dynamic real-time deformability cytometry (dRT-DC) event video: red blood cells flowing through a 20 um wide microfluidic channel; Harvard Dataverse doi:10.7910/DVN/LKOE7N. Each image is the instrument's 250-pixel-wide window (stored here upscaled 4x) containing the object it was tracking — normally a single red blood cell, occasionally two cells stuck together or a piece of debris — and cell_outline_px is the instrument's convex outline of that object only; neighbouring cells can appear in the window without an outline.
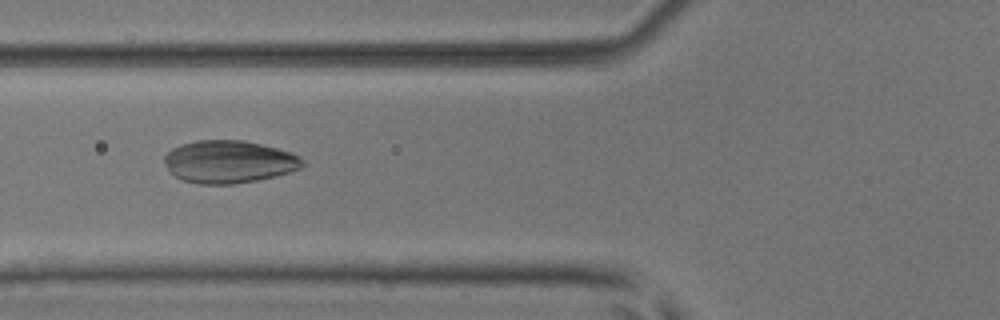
{"species": "common noctule bat (a hibernating species)", "species_latin": "Nyctalus noctula", "temperature_condition": "room temperature", "stored_images_in_passage": 51, "camera_frame_rate_fps": 3000, "um_per_image_px": 0.085, "animal": {"sex": "male", "body_mass_g": 17.9, "forearm_length_mm": 54.2}, "frame": {"image": 1, "passage_image": 20, "time_ms": 6.333, "image_size_px": [1000, 320], "cell_outline_px": [[304, 164], [300, 168], [276, 176], [256, 180], [232, 184], [200, 184], [184, 180], [176, 176], [168, 168], [164, 160], [164, 156], [172, 148], [180, 144], [196, 140], [244, 140], [292, 152], [304, 160]], "centroid_in_image_um": [19.46, 13.74], "position_along_channel_um": 106.3, "area_um2": 34.1}}
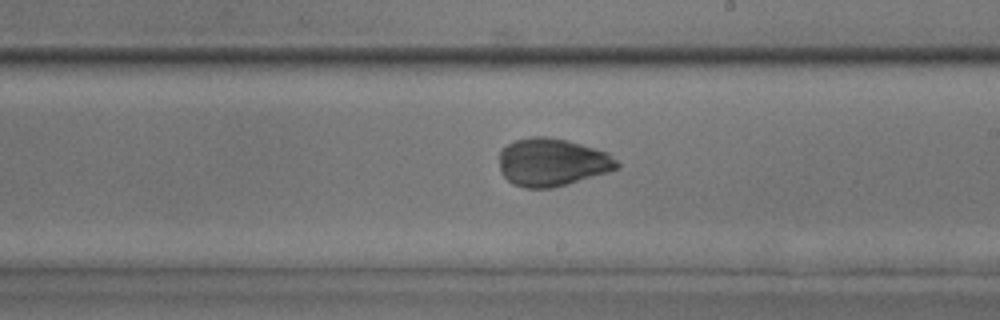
{"frame": {"image": 2, "passage_image": 30, "time_ms": 9.667, "image_size_px": [1000, 320], "cell_outline_px": [[620, 164], [616, 168], [608, 172], [552, 188], [524, 188], [512, 184], [500, 172], [500, 152], [512, 140], [532, 136], [548, 136], [580, 144], [608, 152]], "centroid_in_image_um": [46.9, 13.79], "position_along_channel_um": 242.1, "area_um2": 32.71}}
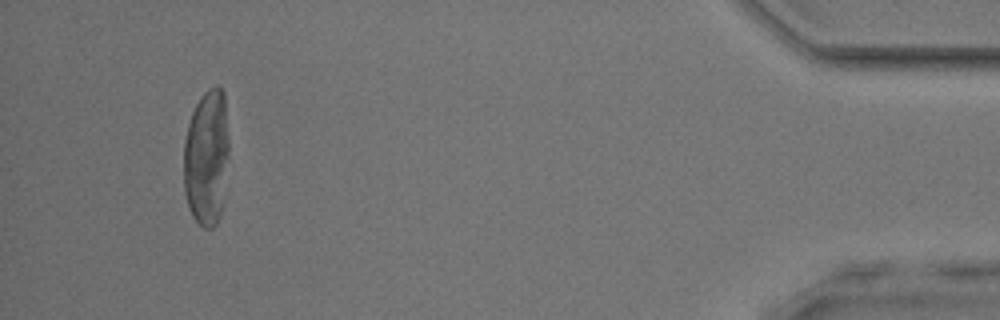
{"frame": {"image": 3, "passage_image": 48, "time_ms": 15.667, "image_size_px": [1000, 320], "cell_outline_px": [[228, 156], [220, 216], [216, 224], [212, 228], [204, 228], [192, 216], [188, 208], [184, 192], [184, 140], [188, 124], [192, 112], [196, 104], [204, 92], [208, 88], [216, 84], [220, 84], [224, 92], [228, 140]], "centroid_in_image_um": [17.55, 13.37], "position_along_channel_um": 417.7, "area_um2": 36.07}}